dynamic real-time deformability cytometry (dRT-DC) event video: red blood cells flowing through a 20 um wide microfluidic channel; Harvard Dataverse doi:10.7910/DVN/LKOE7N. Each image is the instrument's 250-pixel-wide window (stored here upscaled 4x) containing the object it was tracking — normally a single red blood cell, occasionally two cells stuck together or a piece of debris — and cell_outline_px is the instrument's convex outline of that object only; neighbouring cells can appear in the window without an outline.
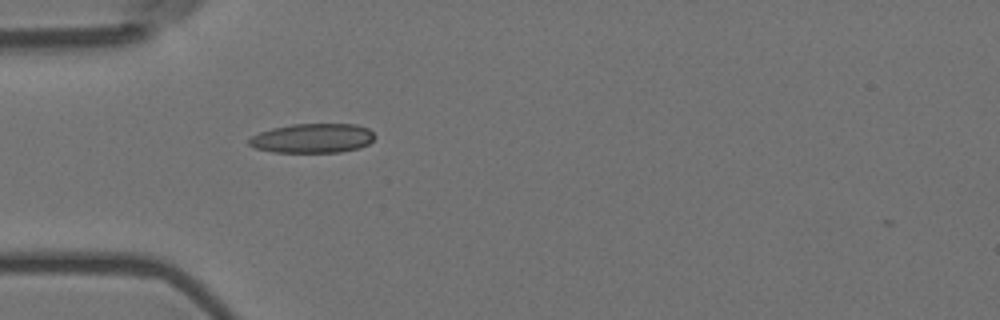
{"species": "Egyptian fruit bat (a non-hibernating species)", "species_latin": "Rousettus aegyptiacus", "temperature_condition": "room temperature", "stored_images_in_passage": 2, "camera_frame_rate_fps": 3000, "um_per_image_px": 0.085, "animal": {"sex": "female"}, "frame": {"image": 1, "passage_image": 1, "time_ms": 0.0, "image_size_px": [1000, 320], "cell_outline_px": [[376, 136], [368, 144], [360, 148], [340, 152], [272, 152], [256, 148], [248, 144], [248, 140], [252, 136], [260, 132], [272, 128], [292, 124], [356, 124], [368, 128]], "centroid_in_image_um": [26.58, 11.75], "position_along_channel_um": 58.4, "area_um2": 21.56}}